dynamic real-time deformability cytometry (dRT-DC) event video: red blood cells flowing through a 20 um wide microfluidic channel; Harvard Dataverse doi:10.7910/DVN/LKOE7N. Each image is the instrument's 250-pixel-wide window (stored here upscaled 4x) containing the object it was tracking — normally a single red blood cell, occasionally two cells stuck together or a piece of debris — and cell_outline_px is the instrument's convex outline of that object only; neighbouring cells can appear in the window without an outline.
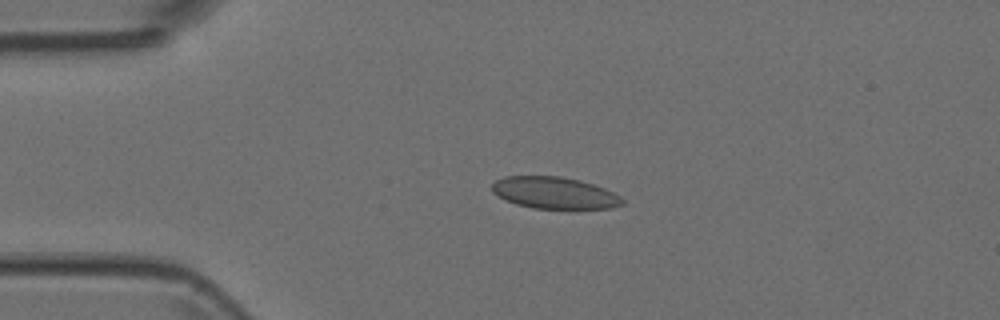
{"species": "Egyptian fruit bat (a non-hibernating species)", "species_latin": "Rousettus aegyptiacus", "temperature_condition": "room temperature", "stored_images_in_passage": 4, "camera_frame_rate_fps": 3000, "um_per_image_px": 0.085, "animal": {"sex": "female"}, "frame": {"image": 1, "passage_image": 3, "time_ms": 0.667, "image_size_px": [1000, 320], "cell_outline_px": [[624, 204], [612, 208], [532, 208], [516, 204], [504, 200], [496, 196], [492, 192], [492, 184], [496, 180], [504, 176], [560, 176], [580, 180], [604, 188], [620, 196], [624, 200]], "centroid_in_image_um": [47.09, 16.39], "position_along_channel_um": 37.9, "area_um2": 24.16}}